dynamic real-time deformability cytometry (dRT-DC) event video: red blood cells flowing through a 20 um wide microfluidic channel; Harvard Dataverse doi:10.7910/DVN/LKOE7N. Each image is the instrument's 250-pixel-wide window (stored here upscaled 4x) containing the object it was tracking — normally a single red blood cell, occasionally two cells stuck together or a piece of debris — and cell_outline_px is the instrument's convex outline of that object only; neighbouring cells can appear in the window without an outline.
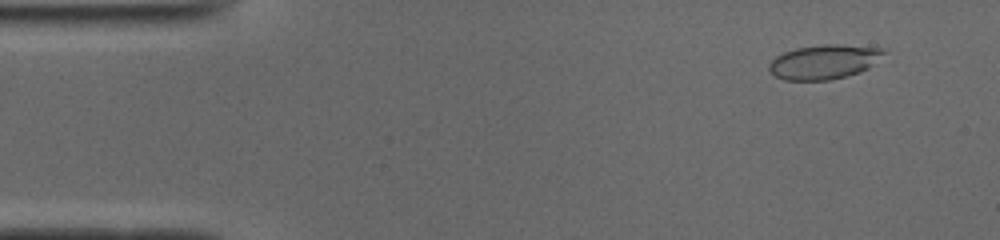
{"species": "common noctule bat (a hibernating species)", "species_latin": "Nyctalus noctula", "temperature_condition": "cold", "stored_images_in_passage": 13, "camera_frame_rate_fps": 3000, "um_per_image_px": 0.085, "animal": {"sex": "male", "body_mass_g": 19.0, "forearm_length_mm": 50.8}, "frame": {"image": 1, "passage_image": 4, "time_ms": 1.0, "image_size_px": [1000, 240], "cell_outline_px": [[884, 52], [868, 68], [860, 72], [828, 80], [784, 80], [776, 76], [768, 68], [768, 64], [776, 56], [784, 52], [796, 48], [824, 44], [832, 44], [880, 48]], "centroid_in_image_um": [69.97, 5.26], "position_along_channel_um": 15.0, "area_um2": 22.48}}